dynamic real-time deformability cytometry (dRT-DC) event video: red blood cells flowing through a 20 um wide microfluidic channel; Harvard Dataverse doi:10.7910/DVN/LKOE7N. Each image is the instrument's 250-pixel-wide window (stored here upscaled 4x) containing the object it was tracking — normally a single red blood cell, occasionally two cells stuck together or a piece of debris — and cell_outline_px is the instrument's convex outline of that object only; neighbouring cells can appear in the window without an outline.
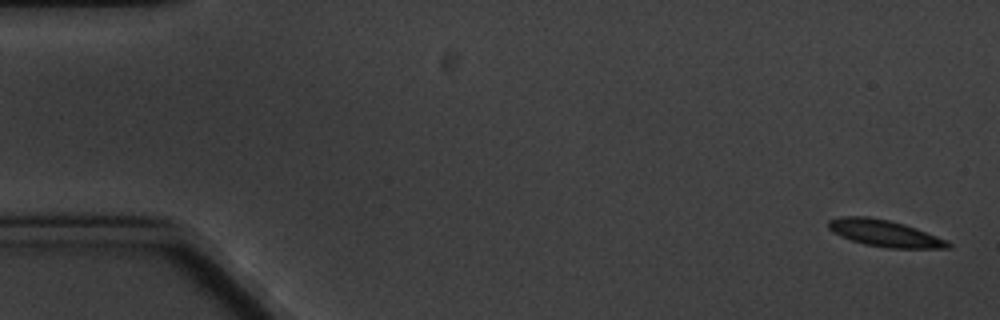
{"species": "common noctule bat (a hibernating species)", "species_latin": "Nyctalus noctula", "temperature_condition": "cold", "stored_images_in_passage": 8, "camera_frame_rate_fps": 3000, "um_per_image_px": 0.085, "animal": {"sex": "male", "body_mass_g": 20.1, "forearm_length_mm": 53.5}, "frame": {"image": 1, "passage_image": 1, "time_ms": 0.0, "image_size_px": [1000, 320], "cell_outline_px": [[952, 248], [888, 248], [864, 244], [840, 236], [832, 232], [828, 228], [828, 220], [840, 216], [868, 216], [888, 220], [904, 224], [936, 236], [952, 244]], "centroid_in_image_um": [75.14, 19.82], "position_along_channel_um": 9.9, "area_um2": 18.44}}
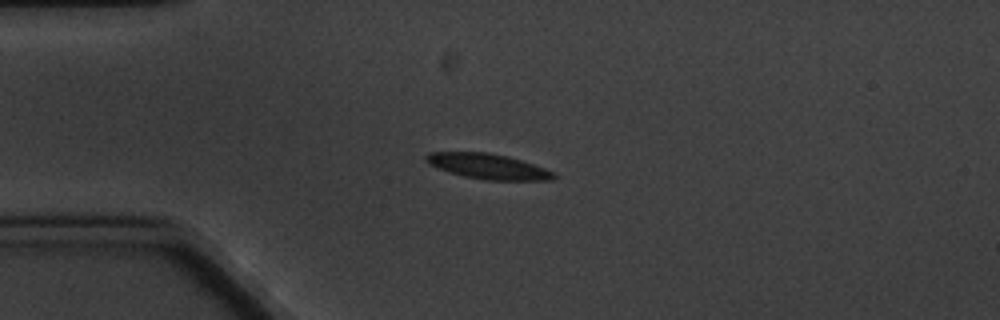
{"frame": {"image": 2, "passage_image": 5, "time_ms": 4.333, "image_size_px": [1000, 320], "cell_outline_px": [[556, 176], [552, 180], [484, 180], [464, 176], [448, 172], [436, 168], [428, 164], [424, 160], [424, 156], [428, 152], [488, 152], [508, 156], [544, 168], [552, 172]], "centroid_in_image_um": [41.4, 14.13], "position_along_channel_um": 43.6, "area_um2": 18.84}}
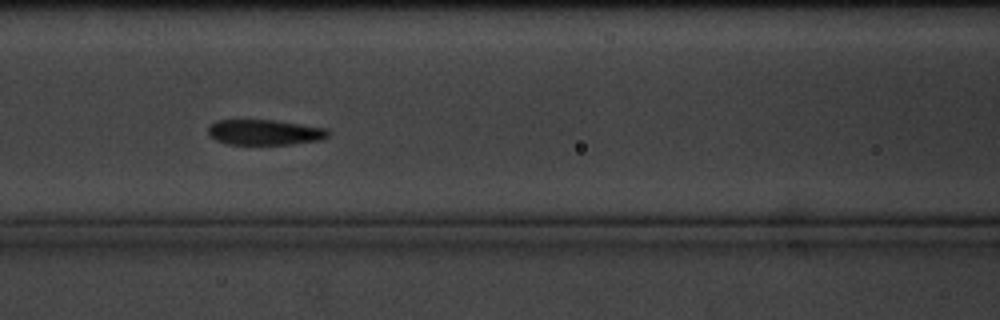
{"frame": {"image": 3, "passage_image": 8, "time_ms": 8.0, "image_size_px": [1000, 320], "cell_outline_px": [[332, 132], [324, 140], [292, 144], [228, 144], [216, 140], [208, 136], [208, 128], [216, 120], [272, 120], [328, 128]], "centroid_in_image_um": [22.54, 11.25], "position_along_channel_um": 144.1, "area_um2": 17.92}}